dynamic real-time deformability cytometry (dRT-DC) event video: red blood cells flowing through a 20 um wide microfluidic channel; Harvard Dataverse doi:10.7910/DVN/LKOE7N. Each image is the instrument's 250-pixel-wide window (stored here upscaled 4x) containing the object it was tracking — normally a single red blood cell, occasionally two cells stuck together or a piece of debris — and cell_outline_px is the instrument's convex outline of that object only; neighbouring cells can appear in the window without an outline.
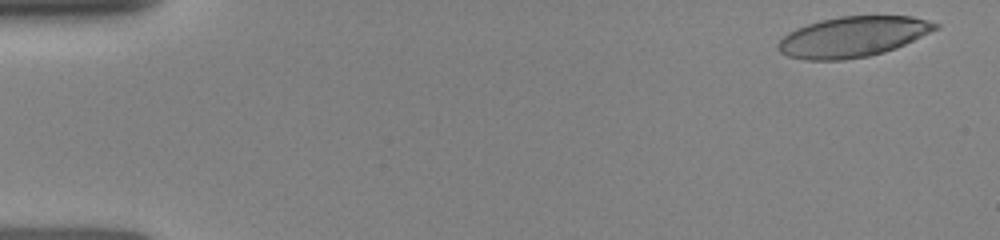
{"species": "human", "species_latin": "Homo sapiens", "temperature_condition": "room temperature", "stored_images_in_passage": 20, "camera_frame_rate_fps": 3000, "um_per_image_px": 0.085, "donor": {"sex": "female"}, "frame": {"image": 1, "passage_image": 1, "time_ms": 0.0, "image_size_px": [1000, 240], "cell_outline_px": [[940, 28], [896, 48], [884, 52], [868, 56], [844, 60], [804, 60], [788, 56], [780, 52], [776, 48], [776, 44], [788, 32], [796, 28], [820, 20], [840, 16], [912, 16], [940, 24]], "centroid_in_image_um": [72.47, 3.13], "position_along_channel_um": 12.5, "area_um2": 37.17}}
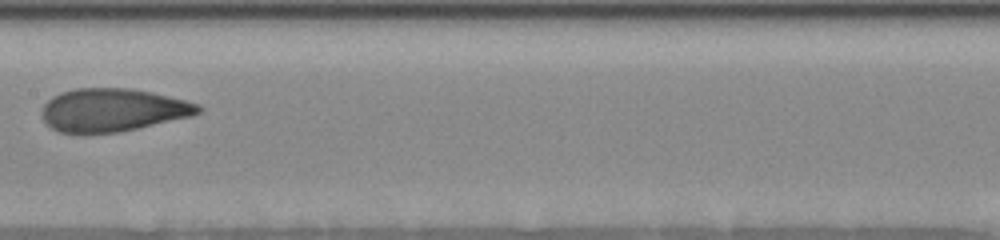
{"frame": {"image": 2, "passage_image": 10, "time_ms": 7.667, "image_size_px": [1000, 240], "cell_outline_px": [[204, 108], [200, 112], [192, 116], [120, 132], [60, 132], [52, 128], [44, 120], [40, 112], [44, 104], [52, 96], [60, 92], [76, 88], [132, 88], [152, 92], [200, 104]], "centroid_in_image_um": [9.59, 9.33], "position_along_channel_um": 197.8, "area_um2": 39.13}}
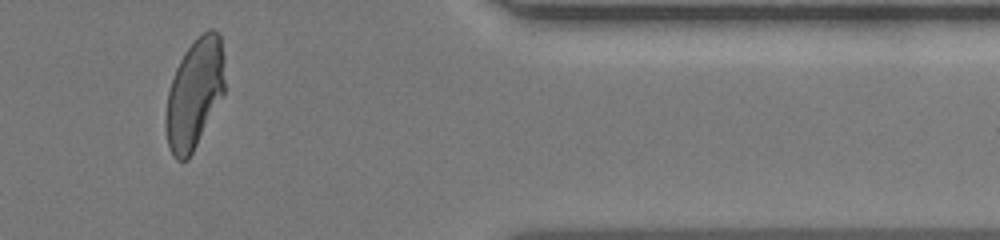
{"frame": {"image": 3, "passage_image": 17, "time_ms": 13.0, "image_size_px": [1000, 240], "cell_outline_px": [[224, 92], [188, 160], [176, 160], [172, 156], [168, 148], [164, 124], [164, 120], [168, 92], [176, 68], [184, 52], [208, 28], [212, 28], [220, 32], [224, 56]], "centroid_in_image_um": [16.52, 7.96], "position_along_channel_um": 394.9, "area_um2": 37.63}}